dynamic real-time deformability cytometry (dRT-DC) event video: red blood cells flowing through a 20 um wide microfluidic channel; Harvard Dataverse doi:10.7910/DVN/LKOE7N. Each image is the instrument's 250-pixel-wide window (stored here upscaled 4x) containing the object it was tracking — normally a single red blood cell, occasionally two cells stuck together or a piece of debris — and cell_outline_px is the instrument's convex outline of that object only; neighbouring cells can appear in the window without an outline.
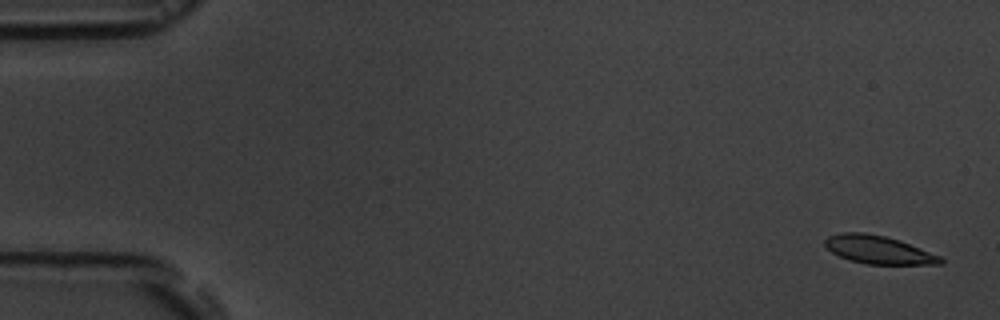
{"species": "common noctule bat (a hibernating species)", "species_latin": "Nyctalus noctula", "temperature_condition": "room temperature", "stored_images_in_passage": 6, "camera_frame_rate_fps": 3000, "um_per_image_px": 0.085, "animal": {"sex": "male", "body_mass_g": 19.5, "forearm_length_mm": 54.6}, "frame": {"image": 1, "passage_image": 1, "time_ms": 0.0, "image_size_px": [1000, 320], "cell_outline_px": [[944, 260], [940, 264], [868, 264], [852, 260], [840, 256], [832, 252], [824, 244], [824, 240], [828, 236], [840, 232], [864, 232], [884, 236], [900, 240], [940, 256]], "centroid_in_image_um": [74.65, 21.21], "position_along_channel_um": 10.3, "area_um2": 18.73}}
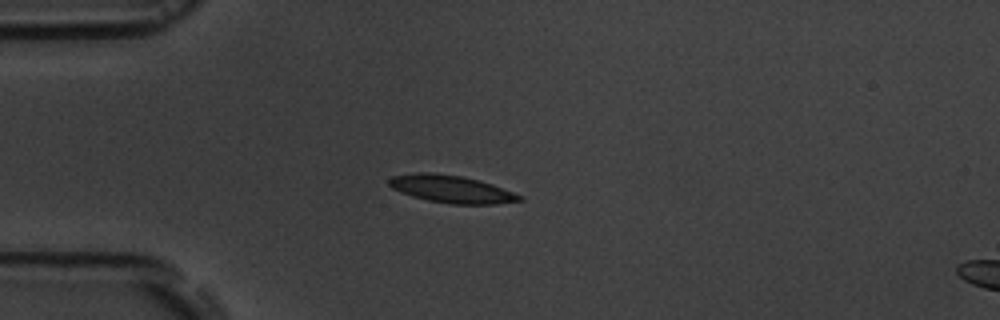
{"frame": {"image": 2, "passage_image": 4, "time_ms": 4.333, "image_size_px": [1000, 320], "cell_outline_px": [[524, 200], [496, 204], [452, 204], [428, 200], [412, 196], [400, 192], [392, 188], [388, 184], [388, 180], [392, 176], [420, 172], [428, 172], [460, 176], [480, 180], [492, 184], [524, 196]], "centroid_in_image_um": [38.39, 16.07], "position_along_channel_um": 46.6, "area_um2": 20.87}}
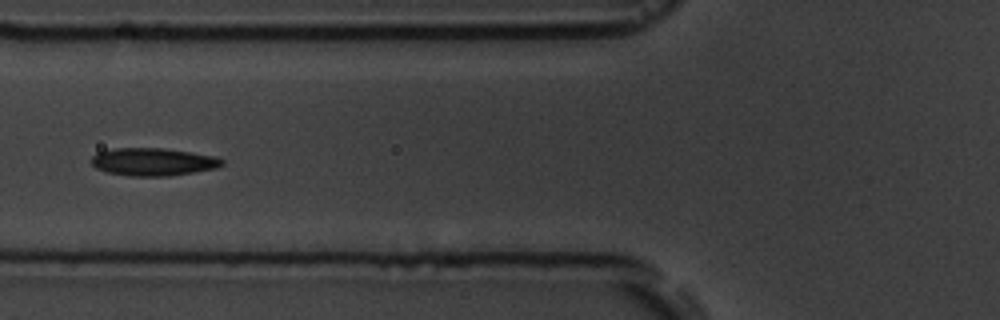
{"frame": {"image": 3, "passage_image": 6, "time_ms": 6.667, "image_size_px": [1000, 320], "cell_outline_px": [[224, 164], [216, 168], [168, 176], [132, 176], [108, 172], [96, 168], [92, 164], [92, 156], [96, 152], [116, 148], [164, 148], [192, 152], [216, 156], [224, 160]], "centroid_in_image_um": [13.03, 13.74], "position_along_channel_um": 112.8, "area_um2": 21.1}}